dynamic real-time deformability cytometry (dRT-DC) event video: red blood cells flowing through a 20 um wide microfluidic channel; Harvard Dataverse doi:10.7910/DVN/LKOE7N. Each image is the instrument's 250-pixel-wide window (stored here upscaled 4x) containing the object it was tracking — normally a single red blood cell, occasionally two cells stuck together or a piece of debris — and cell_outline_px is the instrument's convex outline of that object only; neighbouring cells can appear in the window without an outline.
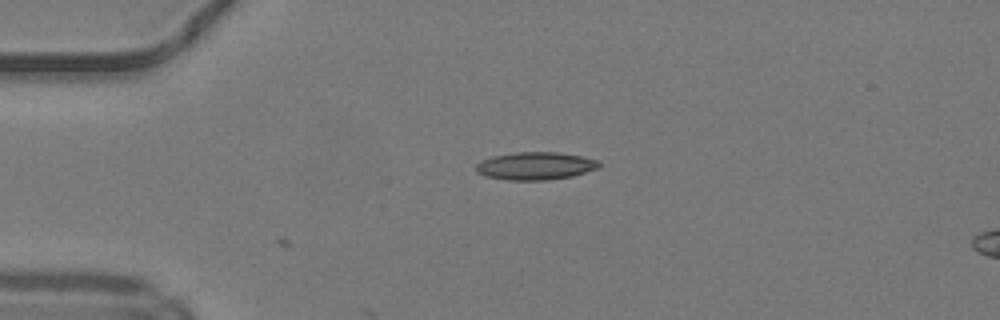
{"species": "common noctule bat (a hibernating species)", "species_latin": "Nyctalus noctula", "temperature_condition": "warm", "stored_images_in_passage": 4, "camera_frame_rate_fps": 3000, "um_per_image_px": 0.085, "animal": {"sex": "male", "body_mass_g": 19.2, "forearm_length_mm": 51.8}, "frame": {"image": 1, "passage_image": 1, "time_ms": 0.0, "image_size_px": [1000, 320], "cell_outline_px": [[600, 168], [572, 176], [548, 180], [508, 180], [484, 176], [476, 172], [476, 164], [492, 156], [516, 152], [556, 152], [580, 156], [600, 160]], "centroid_in_image_um": [45.53, 14.11], "position_along_channel_um": 39.5, "area_um2": 19.94}}